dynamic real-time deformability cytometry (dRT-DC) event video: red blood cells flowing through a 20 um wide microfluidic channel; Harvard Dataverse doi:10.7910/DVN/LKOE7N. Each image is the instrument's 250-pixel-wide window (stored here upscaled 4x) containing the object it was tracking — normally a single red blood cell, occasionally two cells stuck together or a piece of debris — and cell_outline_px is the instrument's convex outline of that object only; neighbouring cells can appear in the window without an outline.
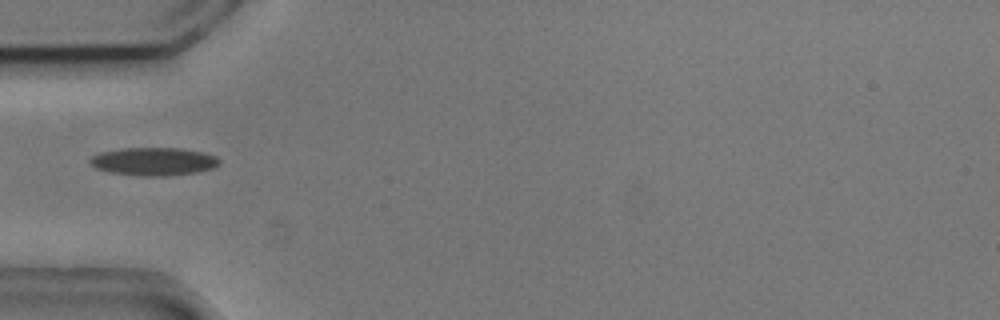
{"species": "common noctule bat (a hibernating species)", "species_latin": "Nyctalus noctula", "temperature_condition": "cold", "stored_images_in_passage": 6, "camera_frame_rate_fps": 3000, "um_per_image_px": 0.085, "animal": {"sex": "male", "body_mass_g": 20.5, "forearm_length_mm": 52.5}, "frame": {"image": 1, "passage_image": 6, "time_ms": 1.667, "image_size_px": [1000, 320], "cell_outline_px": [[220, 164], [212, 168], [196, 172], [168, 176], [140, 176], [108, 172], [96, 168], [88, 164], [88, 160], [92, 156], [100, 152], [124, 148], [180, 148], [200, 152], [216, 156], [220, 160]], "centroid_in_image_um": [13.02, 13.73], "position_along_channel_um": 72.0, "area_um2": 21.21}}